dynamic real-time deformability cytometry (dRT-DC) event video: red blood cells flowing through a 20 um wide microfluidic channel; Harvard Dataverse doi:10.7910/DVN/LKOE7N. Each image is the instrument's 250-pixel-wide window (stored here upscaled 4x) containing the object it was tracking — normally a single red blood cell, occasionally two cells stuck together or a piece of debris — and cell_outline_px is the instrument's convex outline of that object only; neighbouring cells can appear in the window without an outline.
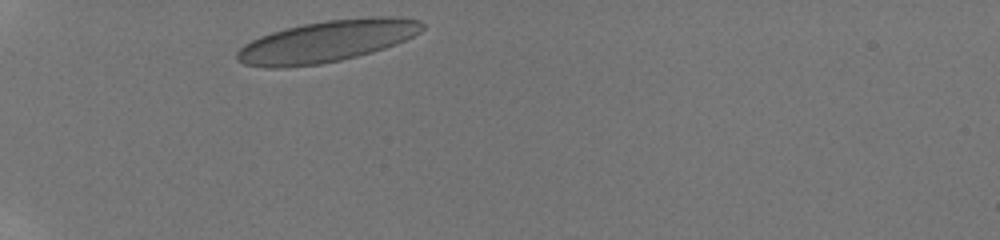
{"species": "human", "species_latin": "Homo sapiens", "temperature_condition": "room temperature", "stored_images_in_passage": 23, "camera_frame_rate_fps": 3000, "um_per_image_px": 0.085, "donor": {"sex": "male"}, "frame": {"image": 1, "passage_image": 1, "time_ms": 0.0, "image_size_px": [1000, 240], "cell_outline_px": [[424, 28], [420, 32], [396, 44], [372, 52], [340, 60], [320, 64], [280, 68], [264, 68], [244, 64], [236, 60], [236, 52], [244, 44], [260, 36], [272, 32], [304, 24], [328, 20], [372, 16], [396, 16], [420, 20], [424, 24]], "centroid_in_image_um": [27.78, 3.51], "position_along_channel_um": 57.2, "area_um2": 44.85}}
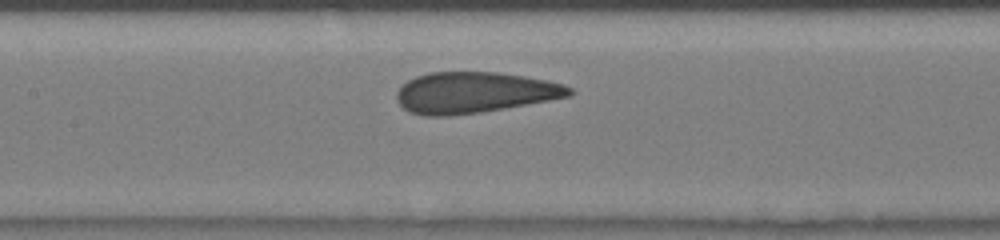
{"frame": {"image": 2, "passage_image": 11, "time_ms": 3.333, "image_size_px": [1000, 240], "cell_outline_px": [[576, 92], [572, 96], [504, 108], [480, 112], [448, 116], [428, 116], [408, 112], [396, 100], [396, 92], [408, 80], [416, 76], [428, 72], [496, 72], [524, 76], [564, 84], [572, 88]], "centroid_in_image_um": [40.33, 7.86], "position_along_channel_um": 167.1, "area_um2": 41.27}}
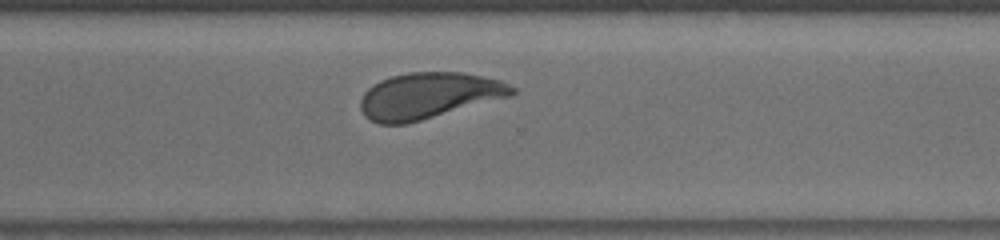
{"frame": {"image": 3, "passage_image": 23, "time_ms": 7.333, "image_size_px": [1000, 240], "cell_outline_px": [[516, 92], [512, 96], [420, 120], [404, 124], [380, 124], [364, 116], [360, 108], [360, 100], [364, 92], [368, 88], [380, 80], [392, 76], [408, 72], [464, 72], [500, 80], [516, 88]], "centroid_in_image_um": [36.44, 8.12], "position_along_channel_um": 334.2, "area_um2": 40.63}}